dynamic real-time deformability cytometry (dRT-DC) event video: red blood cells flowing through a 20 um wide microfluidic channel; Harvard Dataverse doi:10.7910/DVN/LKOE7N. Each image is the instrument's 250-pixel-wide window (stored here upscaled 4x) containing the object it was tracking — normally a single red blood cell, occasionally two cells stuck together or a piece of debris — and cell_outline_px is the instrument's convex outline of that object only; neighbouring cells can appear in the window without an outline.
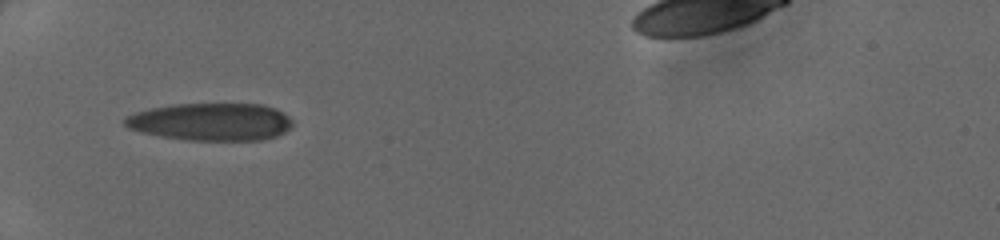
{"species": "human", "species_latin": "Homo sapiens", "temperature_condition": "cold", "stored_images_in_passage": 32, "segment_of_instrument_passage": [1, 2], "camera_frame_rate_fps": 3000, "um_per_image_px": 0.085, "donor": {"sex": "female"}, "frame": {"image": 1, "passage_image": 1, "time_ms": 0.0, "image_size_px": [1000, 240], "cell_outline_px": [[292, 124], [284, 132], [276, 136], [260, 140], [188, 140], [140, 132], [128, 128], [124, 124], [124, 120], [128, 116], [136, 112], [152, 108], [172, 104], [260, 104], [276, 108], [288, 116], [292, 120]], "centroid_in_image_um": [17.94, 10.35], "position_along_channel_um": 67.1, "area_um2": 36.47}}
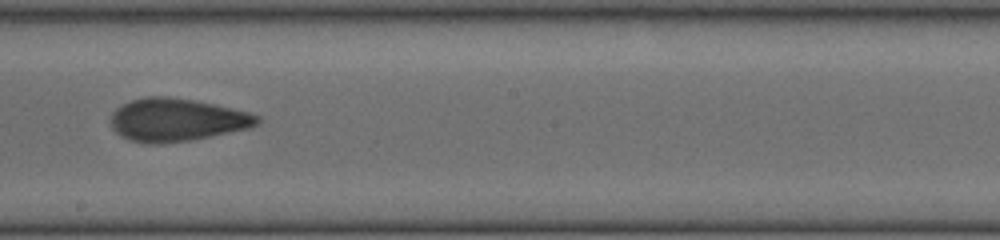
{"frame": {"image": 2, "passage_image": 13, "time_ms": 4.0, "image_size_px": [1000, 240], "cell_outline_px": [[260, 124], [248, 128], [188, 140], [164, 144], [148, 144], [128, 140], [120, 136], [112, 128], [112, 112], [116, 108], [132, 100], [148, 96], [168, 96], [192, 100], [212, 104], [248, 112], [260, 116]], "centroid_in_image_um": [14.99, 10.2], "position_along_channel_um": 233.2, "area_um2": 36.3}}
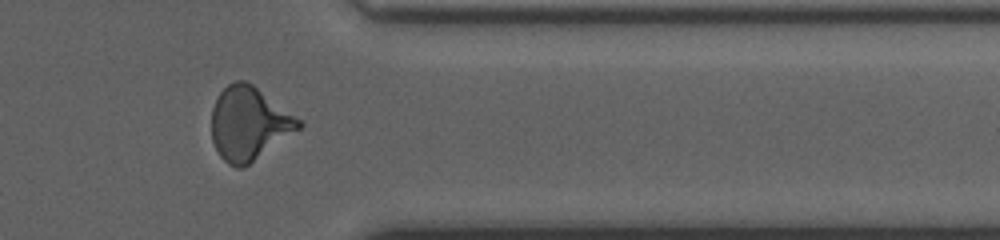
{"frame": {"image": 3, "passage_image": 24, "time_ms": 7.667, "image_size_px": [1000, 240], "cell_outline_px": [[304, 124], [300, 128], [248, 164], [240, 168], [236, 168], [228, 164], [220, 156], [212, 140], [212, 108], [220, 92], [228, 84], [236, 80], [244, 80], [252, 84], [300, 120]], "centroid_in_image_um": [21.12, 10.49], "position_along_channel_um": 390.3, "area_um2": 36.47}}